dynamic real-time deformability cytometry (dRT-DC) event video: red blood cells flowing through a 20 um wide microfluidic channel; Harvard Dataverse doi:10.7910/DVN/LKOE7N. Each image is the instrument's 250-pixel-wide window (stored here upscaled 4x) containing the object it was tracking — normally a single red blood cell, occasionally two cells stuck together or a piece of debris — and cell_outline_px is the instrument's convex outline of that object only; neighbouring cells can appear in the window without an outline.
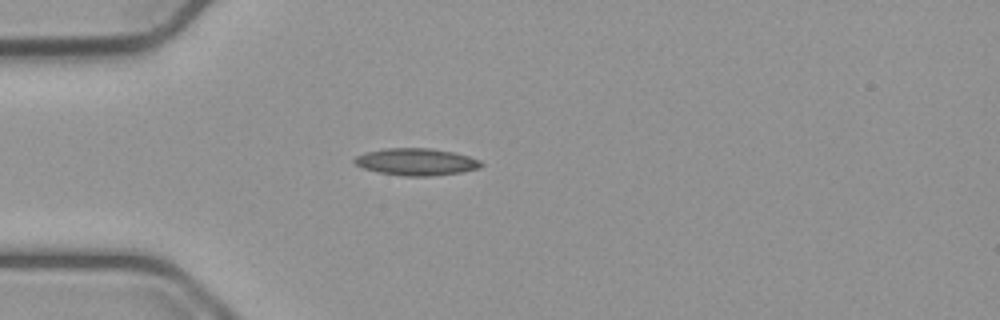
{"species": "common noctule bat (a hibernating species)", "species_latin": "Nyctalus noctula", "temperature_condition": "cold", "stored_images_in_passage": 40, "camera_frame_rate_fps": 3000, "um_per_image_px": 0.085, "animal": {"sex": "male", "body_mass_g": 23.1, "forearm_length_mm": 52.7}, "frame": {"image": 1, "passage_image": 1, "time_ms": 0.0, "image_size_px": [1000, 320], "cell_outline_px": [[484, 164], [480, 168], [460, 172], [428, 176], [404, 176], [380, 172], [364, 168], [356, 164], [352, 160], [356, 156], [364, 152], [384, 148], [432, 148], [456, 152], [480, 160]], "centroid_in_image_um": [35.39, 13.74], "position_along_channel_um": 49.6, "area_um2": 20.0}}
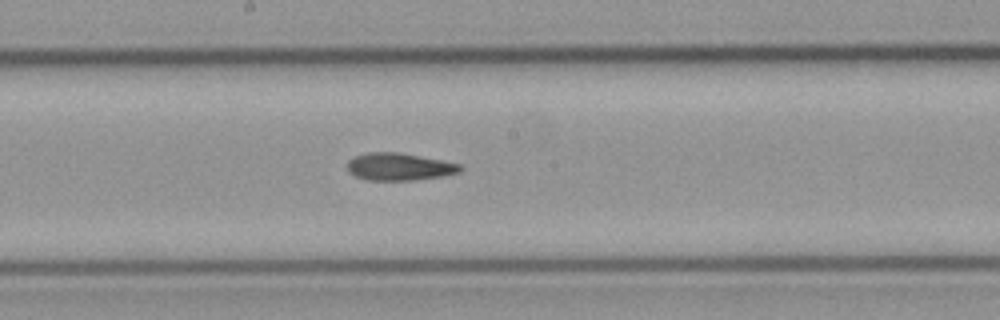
{"frame": {"image": 2, "passage_image": 15, "time_ms": 4.667, "image_size_px": [1000, 320], "cell_outline_px": [[464, 168], [460, 172], [440, 176], [416, 180], [368, 180], [356, 176], [348, 172], [348, 160], [356, 156], [368, 152], [400, 152], [460, 164]], "centroid_in_image_um": [33.93, 14.17], "position_along_channel_um": 214.3, "area_um2": 17.92}}
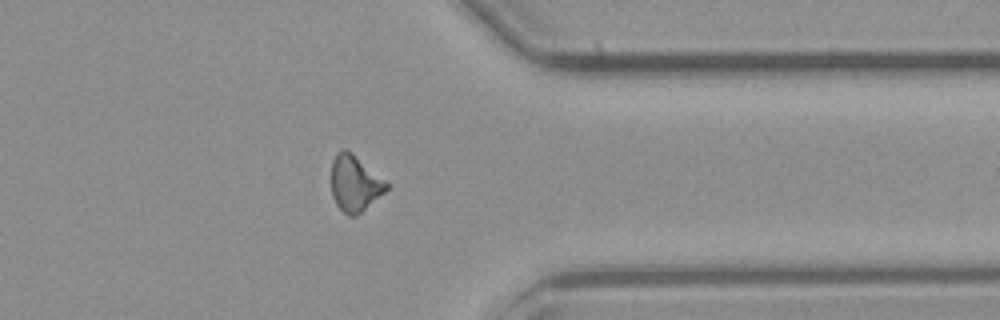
{"frame": {"image": 3, "passage_image": 29, "time_ms": 9.333, "image_size_px": [1000, 320], "cell_outline_px": [[388, 188], [384, 192], [356, 216], [348, 216], [336, 204], [332, 196], [332, 160], [336, 152], [344, 148], [352, 152], [388, 180]], "centroid_in_image_um": [30.17, 15.55], "position_along_channel_um": 381.2, "area_um2": 18.21}, "authors_computed_cell_mechanics": {"area_um2": 18.0625, "velocity_mm_per_s": 3.7751, "shape_relaxation_time_tau1_ms": null, "shape_relaxation_time_tau2_ms": 7.7776, "deformation_change_tau1": null, "deformation_change_tau2": 0.1625}}